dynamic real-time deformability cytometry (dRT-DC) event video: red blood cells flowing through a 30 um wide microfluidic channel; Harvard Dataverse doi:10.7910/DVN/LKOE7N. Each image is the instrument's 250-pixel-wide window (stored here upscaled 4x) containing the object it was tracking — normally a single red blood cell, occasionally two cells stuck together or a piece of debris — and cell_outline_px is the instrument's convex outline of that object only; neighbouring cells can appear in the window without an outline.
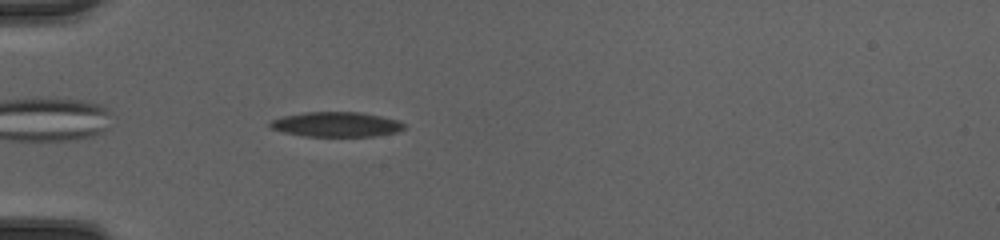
{"species": "common noctule bat (a hibernating species)", "species_latin": "Nyctalus noctula", "temperature_condition": "cold", "stored_images_in_passage": 41, "camera_frame_rate_fps": 3000, "um_per_image_px": 0.085, "animal": {"sex": "female", "body_mass_g": 20.0, "forearm_length_mm": 54.0}, "frame": {"image": 1, "passage_image": 4, "time_ms": 1.0, "image_size_px": [1000, 240], "cell_outline_px": [[404, 128], [396, 132], [372, 136], [308, 136], [288, 132], [272, 128], [268, 124], [272, 120], [284, 116], [308, 112], [356, 112], [380, 116], [396, 120], [404, 124]], "centroid_in_image_um": [28.6, 10.57], "position_along_channel_um": 56.4, "area_um2": 18.84}}
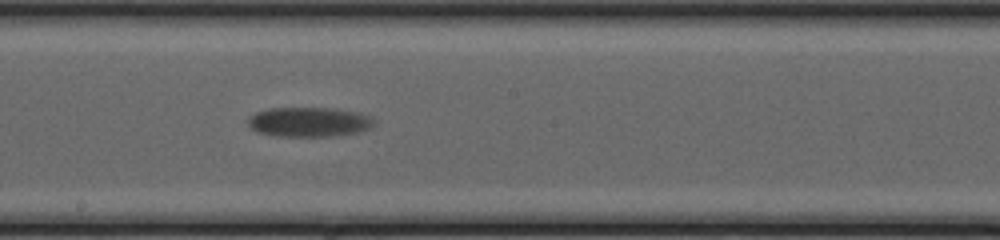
{"frame": {"image": 2, "passage_image": 18, "time_ms": 5.667, "image_size_px": [1000, 240], "cell_outline_px": [[372, 124], [368, 128], [356, 132], [328, 136], [276, 136], [256, 132], [248, 124], [248, 116], [256, 112], [272, 108], [328, 108], [352, 112], [368, 116], [372, 120]], "centroid_in_image_um": [26.14, 10.37], "position_along_channel_um": 222.1, "area_um2": 21.21}}
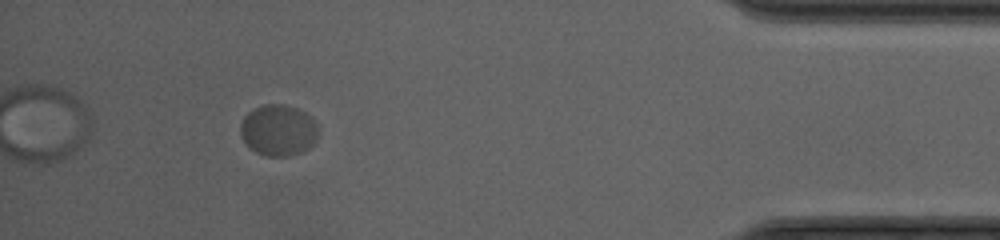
{"frame": {"image": 3, "passage_image": 37, "time_ms": 12.0, "image_size_px": [1000, 240], "cell_outline_px": [[316, 140], [308, 148], [300, 152], [288, 156], [268, 156], [256, 152], [244, 140], [240, 132], [240, 124], [244, 116], [248, 112], [264, 104], [280, 104], [296, 108], [312, 116], [316, 124]], "centroid_in_image_um": [23.65, 11.06], "position_along_channel_um": 411.5, "area_um2": 22.89}, "authors_computed_cell_mechanics": {"area_um2": 20.7502, "velocity_mm_per_s": 3.8137, "shape_relaxation_time_tau1_ms": 1.3449, "shape_relaxation_time_tau2_ms": null, "deformation_change_tau1": 0.0634, "deformation_change_tau2": null}}